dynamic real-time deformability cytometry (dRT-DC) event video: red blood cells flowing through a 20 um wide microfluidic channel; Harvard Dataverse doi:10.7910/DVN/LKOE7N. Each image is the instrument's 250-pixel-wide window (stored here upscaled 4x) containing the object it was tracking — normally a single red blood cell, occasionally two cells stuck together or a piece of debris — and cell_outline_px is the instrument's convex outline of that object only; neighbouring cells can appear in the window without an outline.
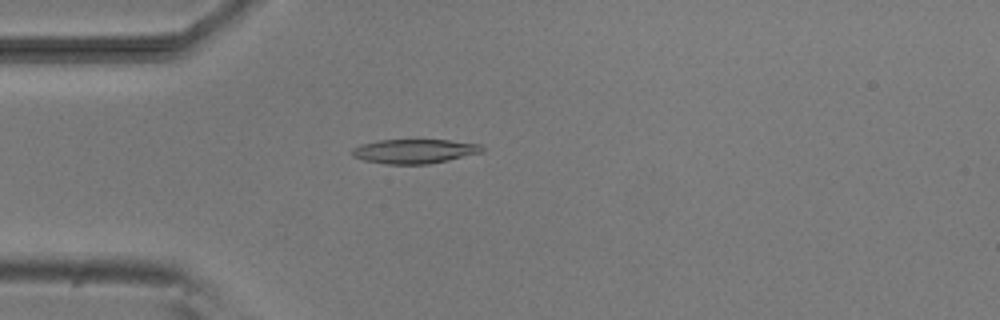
{"species": "common noctule bat (a hibernating species)", "species_latin": "Nyctalus noctula", "temperature_condition": "room temperature", "stored_images_in_passage": 44, "camera_frame_rate_fps": 3000, "um_per_image_px": 0.085, "animal": {"sex": "male", "body_mass_g": 20.5, "forearm_length_mm": 52.5}, "frame": {"image": 1, "passage_image": 6, "time_ms": 1.667, "image_size_px": [1000, 320], "cell_outline_px": [[484, 152], [448, 160], [428, 164], [384, 164], [364, 160], [352, 156], [352, 148], [360, 144], [380, 140], [448, 140], [480, 144], [484, 148]], "centroid_in_image_um": [35.23, 12.85], "position_along_channel_um": 49.8, "area_um2": 18.44}}
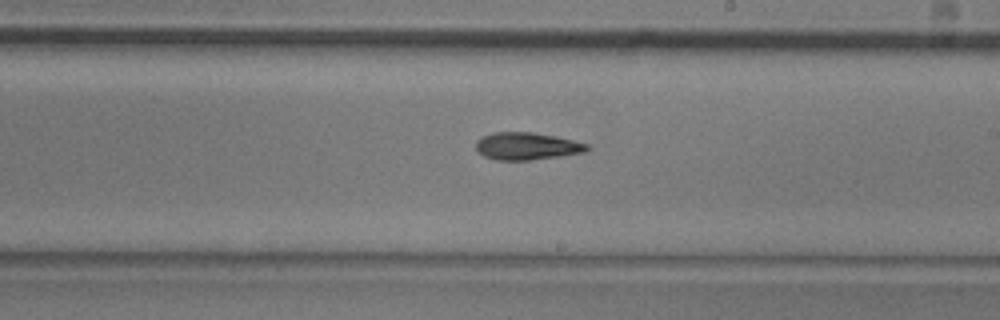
{"frame": {"image": 2, "passage_image": 22, "time_ms": 7.0, "image_size_px": [1000, 320], "cell_outline_px": [[592, 148], [584, 152], [560, 156], [532, 160], [496, 160], [484, 156], [476, 148], [476, 140], [480, 136], [492, 132], [532, 132], [556, 136], [588, 144]], "centroid_in_image_um": [44.77, 12.41], "position_along_channel_um": 244.2, "area_um2": 17.86}}
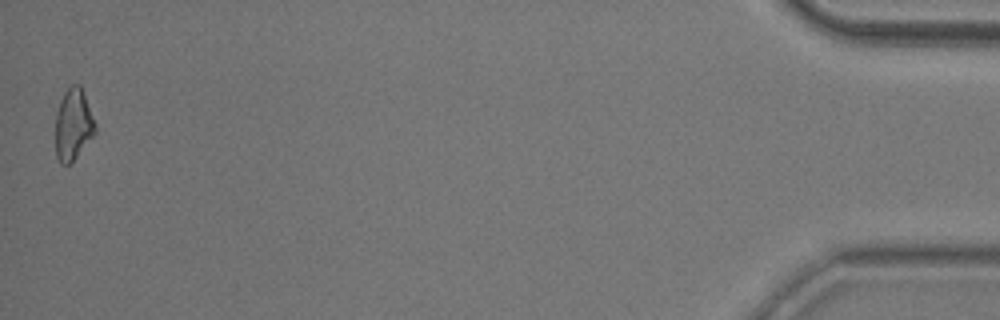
{"frame": {"image": 3, "passage_image": 44, "time_ms": 14.333, "image_size_px": [1000, 320], "cell_outline_px": [[96, 132], [76, 156], [68, 164], [60, 164], [56, 156], [56, 112], [60, 100], [64, 92], [72, 84], [80, 84], [96, 124]], "centroid_in_image_um": [6.21, 10.56], "position_along_channel_um": 429.0, "area_um2": 16.36}, "authors_computed_cell_mechanics": {"area_um2": 17.5134, "velocity_mm_per_s": 3.82, "shape_relaxation_time_tau1_ms": 6.8625, "shape_relaxation_time_tau2_ms": null, "deformation_change_tau1": 0.1809, "deformation_change_tau2": null}}